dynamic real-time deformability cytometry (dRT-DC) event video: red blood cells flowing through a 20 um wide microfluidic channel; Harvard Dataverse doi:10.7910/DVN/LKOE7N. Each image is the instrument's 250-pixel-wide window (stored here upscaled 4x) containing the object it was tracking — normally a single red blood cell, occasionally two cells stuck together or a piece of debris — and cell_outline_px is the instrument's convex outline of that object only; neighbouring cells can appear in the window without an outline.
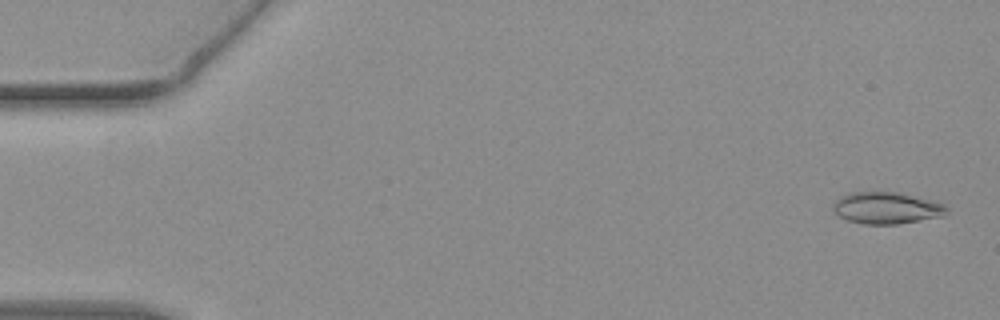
{"species": "common noctule bat (a hibernating species)", "species_latin": "Nyctalus noctula", "temperature_condition": "warm", "stored_images_in_passage": 54, "camera_frame_rate_fps": 3000, "um_per_image_px": 0.085, "animal": {"sex": "female", "body_mass_g": 19.3, "forearm_length_mm": 54.1}, "frame": {"image": 1, "passage_image": 2, "time_ms": 0.333, "image_size_px": [1000, 320], "cell_outline_px": [[948, 212], [944, 216], [896, 224], [864, 224], [848, 220], [840, 216], [832, 208], [832, 204], [840, 196], [848, 192], [900, 192], [936, 200], [944, 204], [948, 208]], "centroid_in_image_um": [75.4, 17.66], "position_along_channel_um": 9.6, "area_um2": 21.27}}
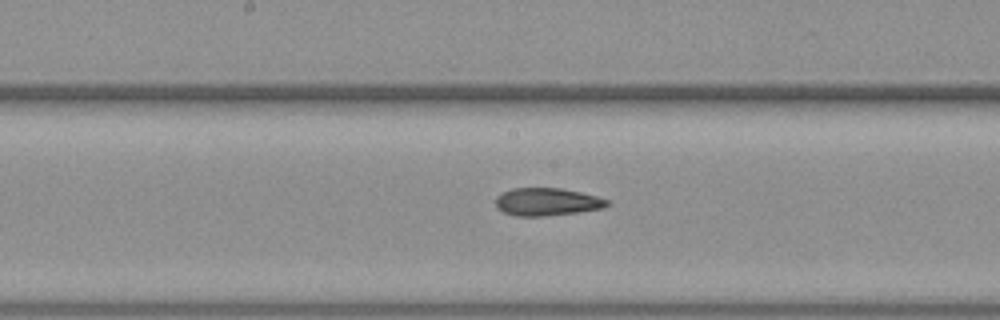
{"frame": {"image": 2, "passage_image": 28, "time_ms": 9.0, "image_size_px": [1000, 320], "cell_outline_px": [[608, 204], [604, 208], [548, 216], [516, 216], [504, 212], [496, 208], [496, 196], [500, 192], [512, 188], [560, 188], [580, 192], [596, 196], [608, 200]], "centroid_in_image_um": [46.44, 17.15], "position_along_channel_um": 201.8, "area_um2": 18.03}}
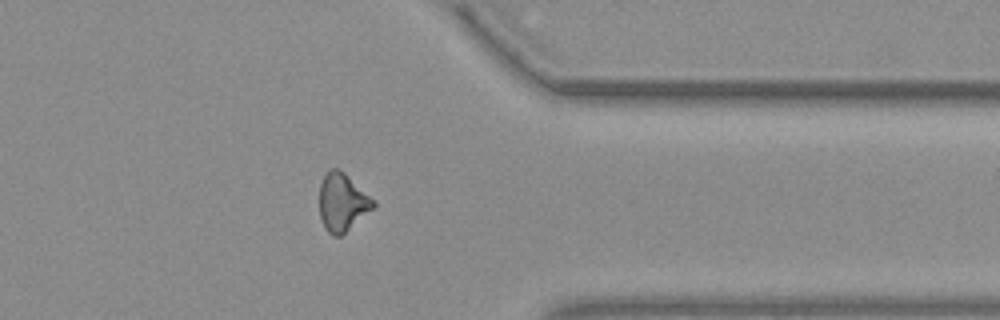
{"frame": {"image": 3, "passage_image": 43, "time_ms": 14.0, "image_size_px": [1000, 320], "cell_outline_px": [[376, 204], [372, 208], [340, 236], [332, 236], [324, 228], [320, 216], [320, 184], [328, 168], [336, 168], [344, 172], [376, 200]], "centroid_in_image_um": [29.09, 17.17], "position_along_channel_um": 382.3, "area_um2": 18.03}, "authors_computed_cell_mechanics": {"area_um2": 18.7272, "velocity_mm_per_s": 3.8291, "shape_relaxation_time_tau1_ms": 7.3953, "shape_relaxation_time_tau2_ms": 3.723, "deformation_change_tau1": 0.1902, "deformation_change_tau2": 0.1274}}